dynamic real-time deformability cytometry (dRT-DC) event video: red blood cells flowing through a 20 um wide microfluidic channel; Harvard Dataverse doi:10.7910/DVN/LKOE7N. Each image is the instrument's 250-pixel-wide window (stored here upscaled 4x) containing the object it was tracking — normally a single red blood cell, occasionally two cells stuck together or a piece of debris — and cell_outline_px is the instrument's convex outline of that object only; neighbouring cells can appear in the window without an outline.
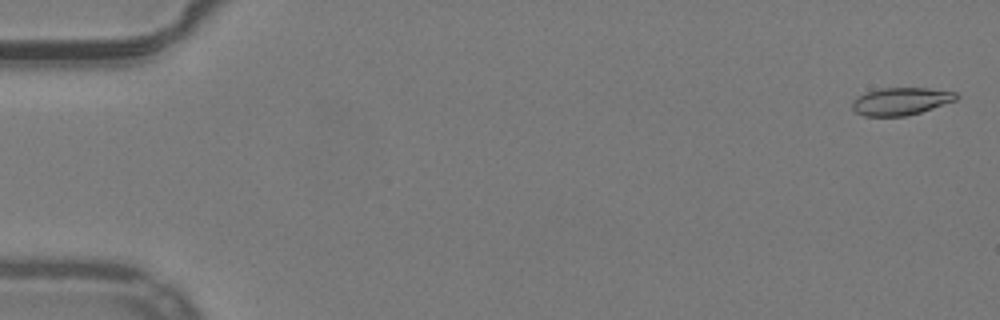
{"species": "common noctule bat (a hibernating species)", "species_latin": "Nyctalus noctula", "temperature_condition": "warm", "stored_images_in_passage": 10, "camera_frame_rate_fps": 3000, "um_per_image_px": 0.085, "animal": {"sex": "male", "body_mass_g": 19.2, "forearm_length_mm": 51.8}, "frame": {"image": 1, "passage_image": 2, "time_ms": 0.333, "image_size_px": [1000, 320], "cell_outline_px": [[960, 96], [956, 100], [908, 116], [864, 116], [856, 112], [852, 108], [852, 100], [856, 96], [880, 88], [928, 88], [956, 92]], "centroid_in_image_um": [76.56, 8.61], "position_along_channel_um": 8.4, "area_um2": 16.7}}